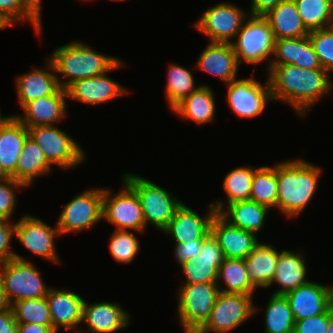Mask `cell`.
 Listing matches in <instances>:
<instances>
[{
    "mask_svg": "<svg viewBox=\"0 0 333 333\" xmlns=\"http://www.w3.org/2000/svg\"><path fill=\"white\" fill-rule=\"evenodd\" d=\"M122 187L117 193L104 188L102 220L115 226V230L146 231L140 200L135 191L121 179Z\"/></svg>",
    "mask_w": 333,
    "mask_h": 333,
    "instance_id": "8fae6325",
    "label": "cell"
},
{
    "mask_svg": "<svg viewBox=\"0 0 333 333\" xmlns=\"http://www.w3.org/2000/svg\"><path fill=\"white\" fill-rule=\"evenodd\" d=\"M28 130L53 167L62 171L74 170L86 160L85 151L66 130L56 125L35 126Z\"/></svg>",
    "mask_w": 333,
    "mask_h": 333,
    "instance_id": "ba28073f",
    "label": "cell"
},
{
    "mask_svg": "<svg viewBox=\"0 0 333 333\" xmlns=\"http://www.w3.org/2000/svg\"><path fill=\"white\" fill-rule=\"evenodd\" d=\"M238 64H262L268 71L274 53L275 37L263 16H249L231 42Z\"/></svg>",
    "mask_w": 333,
    "mask_h": 333,
    "instance_id": "5b68a950",
    "label": "cell"
},
{
    "mask_svg": "<svg viewBox=\"0 0 333 333\" xmlns=\"http://www.w3.org/2000/svg\"><path fill=\"white\" fill-rule=\"evenodd\" d=\"M131 315L118 302H94L83 304L82 324L87 331L78 333H117L130 326Z\"/></svg>",
    "mask_w": 333,
    "mask_h": 333,
    "instance_id": "ac0fdd59",
    "label": "cell"
},
{
    "mask_svg": "<svg viewBox=\"0 0 333 333\" xmlns=\"http://www.w3.org/2000/svg\"><path fill=\"white\" fill-rule=\"evenodd\" d=\"M45 63L44 69L34 67L31 71L15 77L20 109L26 103L45 95H52L60 88L52 62L47 58Z\"/></svg>",
    "mask_w": 333,
    "mask_h": 333,
    "instance_id": "603a6c76",
    "label": "cell"
},
{
    "mask_svg": "<svg viewBox=\"0 0 333 333\" xmlns=\"http://www.w3.org/2000/svg\"><path fill=\"white\" fill-rule=\"evenodd\" d=\"M123 179L138 196L146 228L150 224L161 232L173 218L176 209L183 203L166 188H162L150 179L134 173H122Z\"/></svg>",
    "mask_w": 333,
    "mask_h": 333,
    "instance_id": "277c9868",
    "label": "cell"
},
{
    "mask_svg": "<svg viewBox=\"0 0 333 333\" xmlns=\"http://www.w3.org/2000/svg\"><path fill=\"white\" fill-rule=\"evenodd\" d=\"M224 258L225 257L223 255V251L218 245L217 240L210 233L203 240V244L199 255H197L191 260L194 264L197 263L212 264L218 269L223 263Z\"/></svg>",
    "mask_w": 333,
    "mask_h": 333,
    "instance_id": "ee69618b",
    "label": "cell"
},
{
    "mask_svg": "<svg viewBox=\"0 0 333 333\" xmlns=\"http://www.w3.org/2000/svg\"><path fill=\"white\" fill-rule=\"evenodd\" d=\"M294 2L309 32L333 26V0H294Z\"/></svg>",
    "mask_w": 333,
    "mask_h": 333,
    "instance_id": "8d00e7d4",
    "label": "cell"
},
{
    "mask_svg": "<svg viewBox=\"0 0 333 333\" xmlns=\"http://www.w3.org/2000/svg\"><path fill=\"white\" fill-rule=\"evenodd\" d=\"M329 324V309L320 315L295 321L294 333H326Z\"/></svg>",
    "mask_w": 333,
    "mask_h": 333,
    "instance_id": "bcb514c9",
    "label": "cell"
},
{
    "mask_svg": "<svg viewBox=\"0 0 333 333\" xmlns=\"http://www.w3.org/2000/svg\"><path fill=\"white\" fill-rule=\"evenodd\" d=\"M271 211L267 206L248 200L228 204L219 214L231 225L259 237L258 234L266 226L268 213Z\"/></svg>",
    "mask_w": 333,
    "mask_h": 333,
    "instance_id": "f1b7e54d",
    "label": "cell"
},
{
    "mask_svg": "<svg viewBox=\"0 0 333 333\" xmlns=\"http://www.w3.org/2000/svg\"><path fill=\"white\" fill-rule=\"evenodd\" d=\"M286 0H251L249 15L251 16H265L273 8H276L281 2Z\"/></svg>",
    "mask_w": 333,
    "mask_h": 333,
    "instance_id": "c3c4849f",
    "label": "cell"
},
{
    "mask_svg": "<svg viewBox=\"0 0 333 333\" xmlns=\"http://www.w3.org/2000/svg\"><path fill=\"white\" fill-rule=\"evenodd\" d=\"M10 308V303L8 302L5 292L2 287V280L0 276V312H3Z\"/></svg>",
    "mask_w": 333,
    "mask_h": 333,
    "instance_id": "f5cc1de1",
    "label": "cell"
},
{
    "mask_svg": "<svg viewBox=\"0 0 333 333\" xmlns=\"http://www.w3.org/2000/svg\"><path fill=\"white\" fill-rule=\"evenodd\" d=\"M207 209L205 215L201 214V217L183 202L161 234L172 238L174 244L204 240L210 234L211 221L216 214L211 203Z\"/></svg>",
    "mask_w": 333,
    "mask_h": 333,
    "instance_id": "2e32d148",
    "label": "cell"
},
{
    "mask_svg": "<svg viewBox=\"0 0 333 333\" xmlns=\"http://www.w3.org/2000/svg\"><path fill=\"white\" fill-rule=\"evenodd\" d=\"M11 28V26L5 21V19L0 15V30H4L7 28Z\"/></svg>",
    "mask_w": 333,
    "mask_h": 333,
    "instance_id": "11a10c76",
    "label": "cell"
},
{
    "mask_svg": "<svg viewBox=\"0 0 333 333\" xmlns=\"http://www.w3.org/2000/svg\"><path fill=\"white\" fill-rule=\"evenodd\" d=\"M125 66V60L121 59L106 74L74 81L66 88L67 98L89 106H100L123 95L127 96L129 90L109 76L111 71Z\"/></svg>",
    "mask_w": 333,
    "mask_h": 333,
    "instance_id": "9a60e30c",
    "label": "cell"
},
{
    "mask_svg": "<svg viewBox=\"0 0 333 333\" xmlns=\"http://www.w3.org/2000/svg\"><path fill=\"white\" fill-rule=\"evenodd\" d=\"M14 258L0 265L2 287L10 305L24 299L44 298L50 286L43 282L41 271L27 256L16 251Z\"/></svg>",
    "mask_w": 333,
    "mask_h": 333,
    "instance_id": "8992f818",
    "label": "cell"
},
{
    "mask_svg": "<svg viewBox=\"0 0 333 333\" xmlns=\"http://www.w3.org/2000/svg\"><path fill=\"white\" fill-rule=\"evenodd\" d=\"M104 188H90L66 203L56 225L61 236L91 230L102 221Z\"/></svg>",
    "mask_w": 333,
    "mask_h": 333,
    "instance_id": "9c48e42d",
    "label": "cell"
},
{
    "mask_svg": "<svg viewBox=\"0 0 333 333\" xmlns=\"http://www.w3.org/2000/svg\"><path fill=\"white\" fill-rule=\"evenodd\" d=\"M308 37L322 68L329 73H333V26L310 31Z\"/></svg>",
    "mask_w": 333,
    "mask_h": 333,
    "instance_id": "ab89813d",
    "label": "cell"
},
{
    "mask_svg": "<svg viewBox=\"0 0 333 333\" xmlns=\"http://www.w3.org/2000/svg\"><path fill=\"white\" fill-rule=\"evenodd\" d=\"M267 73L273 101L287 103L299 118L307 116L321 98L333 92L330 73L323 68L270 65Z\"/></svg>",
    "mask_w": 333,
    "mask_h": 333,
    "instance_id": "6da1fadb",
    "label": "cell"
},
{
    "mask_svg": "<svg viewBox=\"0 0 333 333\" xmlns=\"http://www.w3.org/2000/svg\"><path fill=\"white\" fill-rule=\"evenodd\" d=\"M253 175L254 167L250 166L235 167L225 175L222 188L226 195L224 199L218 198L211 203L216 213H220L228 204L250 200Z\"/></svg>",
    "mask_w": 333,
    "mask_h": 333,
    "instance_id": "1f68e13d",
    "label": "cell"
},
{
    "mask_svg": "<svg viewBox=\"0 0 333 333\" xmlns=\"http://www.w3.org/2000/svg\"><path fill=\"white\" fill-rule=\"evenodd\" d=\"M249 16L247 10L245 12L229 1L207 8L193 23V27L210 42L231 43Z\"/></svg>",
    "mask_w": 333,
    "mask_h": 333,
    "instance_id": "7c38bea8",
    "label": "cell"
},
{
    "mask_svg": "<svg viewBox=\"0 0 333 333\" xmlns=\"http://www.w3.org/2000/svg\"><path fill=\"white\" fill-rule=\"evenodd\" d=\"M51 53L47 58L52 62L58 83L63 89L76 80L106 74L121 60L98 52L82 40L61 45Z\"/></svg>",
    "mask_w": 333,
    "mask_h": 333,
    "instance_id": "3957f363",
    "label": "cell"
},
{
    "mask_svg": "<svg viewBox=\"0 0 333 333\" xmlns=\"http://www.w3.org/2000/svg\"><path fill=\"white\" fill-rule=\"evenodd\" d=\"M167 82L165 85V100L168 102L170 110L182 99L189 96L201 85L196 86L193 72L183 65L169 63L167 67Z\"/></svg>",
    "mask_w": 333,
    "mask_h": 333,
    "instance_id": "e575fe53",
    "label": "cell"
},
{
    "mask_svg": "<svg viewBox=\"0 0 333 333\" xmlns=\"http://www.w3.org/2000/svg\"><path fill=\"white\" fill-rule=\"evenodd\" d=\"M280 252L272 243L259 242L244 259L249 281L256 289H266L271 285Z\"/></svg>",
    "mask_w": 333,
    "mask_h": 333,
    "instance_id": "83f0119b",
    "label": "cell"
},
{
    "mask_svg": "<svg viewBox=\"0 0 333 333\" xmlns=\"http://www.w3.org/2000/svg\"><path fill=\"white\" fill-rule=\"evenodd\" d=\"M12 238H15V222L0 220V265L15 256V250L10 245Z\"/></svg>",
    "mask_w": 333,
    "mask_h": 333,
    "instance_id": "f6af8a7d",
    "label": "cell"
},
{
    "mask_svg": "<svg viewBox=\"0 0 333 333\" xmlns=\"http://www.w3.org/2000/svg\"><path fill=\"white\" fill-rule=\"evenodd\" d=\"M253 299L251 295L220 292L209 318L196 333H231L257 314Z\"/></svg>",
    "mask_w": 333,
    "mask_h": 333,
    "instance_id": "30bf717a",
    "label": "cell"
},
{
    "mask_svg": "<svg viewBox=\"0 0 333 333\" xmlns=\"http://www.w3.org/2000/svg\"><path fill=\"white\" fill-rule=\"evenodd\" d=\"M17 333H57L53 326H44L35 323H17Z\"/></svg>",
    "mask_w": 333,
    "mask_h": 333,
    "instance_id": "816d5d0a",
    "label": "cell"
},
{
    "mask_svg": "<svg viewBox=\"0 0 333 333\" xmlns=\"http://www.w3.org/2000/svg\"><path fill=\"white\" fill-rule=\"evenodd\" d=\"M66 89L59 88L52 95H45L26 103L19 112L14 114L27 128L44 125H58L66 120L67 109Z\"/></svg>",
    "mask_w": 333,
    "mask_h": 333,
    "instance_id": "d6986e66",
    "label": "cell"
},
{
    "mask_svg": "<svg viewBox=\"0 0 333 333\" xmlns=\"http://www.w3.org/2000/svg\"><path fill=\"white\" fill-rule=\"evenodd\" d=\"M220 292L246 294L255 297L256 288L250 283L244 259L224 258L216 281Z\"/></svg>",
    "mask_w": 333,
    "mask_h": 333,
    "instance_id": "d6a6232c",
    "label": "cell"
},
{
    "mask_svg": "<svg viewBox=\"0 0 333 333\" xmlns=\"http://www.w3.org/2000/svg\"><path fill=\"white\" fill-rule=\"evenodd\" d=\"M10 307L17 323H35L44 326H53L46 297L15 301Z\"/></svg>",
    "mask_w": 333,
    "mask_h": 333,
    "instance_id": "74e56055",
    "label": "cell"
},
{
    "mask_svg": "<svg viewBox=\"0 0 333 333\" xmlns=\"http://www.w3.org/2000/svg\"><path fill=\"white\" fill-rule=\"evenodd\" d=\"M0 333H17V322L11 307L0 312Z\"/></svg>",
    "mask_w": 333,
    "mask_h": 333,
    "instance_id": "f907efd6",
    "label": "cell"
},
{
    "mask_svg": "<svg viewBox=\"0 0 333 333\" xmlns=\"http://www.w3.org/2000/svg\"><path fill=\"white\" fill-rule=\"evenodd\" d=\"M254 77L253 71L251 77L237 78L226 84L228 108L240 118L257 117L264 113L268 102H274L268 78L263 84Z\"/></svg>",
    "mask_w": 333,
    "mask_h": 333,
    "instance_id": "4fadbf2b",
    "label": "cell"
},
{
    "mask_svg": "<svg viewBox=\"0 0 333 333\" xmlns=\"http://www.w3.org/2000/svg\"><path fill=\"white\" fill-rule=\"evenodd\" d=\"M275 39L299 38L308 36L294 0L281 2L265 16Z\"/></svg>",
    "mask_w": 333,
    "mask_h": 333,
    "instance_id": "f546056e",
    "label": "cell"
},
{
    "mask_svg": "<svg viewBox=\"0 0 333 333\" xmlns=\"http://www.w3.org/2000/svg\"><path fill=\"white\" fill-rule=\"evenodd\" d=\"M326 333H333V313L331 312L330 308H329V324Z\"/></svg>",
    "mask_w": 333,
    "mask_h": 333,
    "instance_id": "db71d44e",
    "label": "cell"
},
{
    "mask_svg": "<svg viewBox=\"0 0 333 333\" xmlns=\"http://www.w3.org/2000/svg\"><path fill=\"white\" fill-rule=\"evenodd\" d=\"M10 176L4 171L0 164V181L9 178Z\"/></svg>",
    "mask_w": 333,
    "mask_h": 333,
    "instance_id": "9f6ffc18",
    "label": "cell"
},
{
    "mask_svg": "<svg viewBox=\"0 0 333 333\" xmlns=\"http://www.w3.org/2000/svg\"><path fill=\"white\" fill-rule=\"evenodd\" d=\"M49 304L53 329L78 333L82 324L83 304L85 299L69 288H50L46 295Z\"/></svg>",
    "mask_w": 333,
    "mask_h": 333,
    "instance_id": "e0dca14e",
    "label": "cell"
},
{
    "mask_svg": "<svg viewBox=\"0 0 333 333\" xmlns=\"http://www.w3.org/2000/svg\"><path fill=\"white\" fill-rule=\"evenodd\" d=\"M53 170L54 167L47 161L41 147L28 136L17 162V181L29 188L36 178L50 175Z\"/></svg>",
    "mask_w": 333,
    "mask_h": 333,
    "instance_id": "4dcf8cb0",
    "label": "cell"
},
{
    "mask_svg": "<svg viewBox=\"0 0 333 333\" xmlns=\"http://www.w3.org/2000/svg\"><path fill=\"white\" fill-rule=\"evenodd\" d=\"M330 310L333 313V286H330Z\"/></svg>",
    "mask_w": 333,
    "mask_h": 333,
    "instance_id": "680465c9",
    "label": "cell"
},
{
    "mask_svg": "<svg viewBox=\"0 0 333 333\" xmlns=\"http://www.w3.org/2000/svg\"><path fill=\"white\" fill-rule=\"evenodd\" d=\"M202 244L203 240H193L186 243L174 244L173 250L176 260L175 262H177L178 266L199 255Z\"/></svg>",
    "mask_w": 333,
    "mask_h": 333,
    "instance_id": "7dc6e473",
    "label": "cell"
},
{
    "mask_svg": "<svg viewBox=\"0 0 333 333\" xmlns=\"http://www.w3.org/2000/svg\"><path fill=\"white\" fill-rule=\"evenodd\" d=\"M12 114H10L9 116L7 115H2L1 109H0V127L7 121V119L11 116Z\"/></svg>",
    "mask_w": 333,
    "mask_h": 333,
    "instance_id": "6f0895ef",
    "label": "cell"
},
{
    "mask_svg": "<svg viewBox=\"0 0 333 333\" xmlns=\"http://www.w3.org/2000/svg\"><path fill=\"white\" fill-rule=\"evenodd\" d=\"M21 8L41 27L42 25V0H19Z\"/></svg>",
    "mask_w": 333,
    "mask_h": 333,
    "instance_id": "681fc988",
    "label": "cell"
},
{
    "mask_svg": "<svg viewBox=\"0 0 333 333\" xmlns=\"http://www.w3.org/2000/svg\"><path fill=\"white\" fill-rule=\"evenodd\" d=\"M78 1H79V0H78ZM81 1H83V2H84V1H85V2H89V1L91 2V1H93V2H94V0H81Z\"/></svg>",
    "mask_w": 333,
    "mask_h": 333,
    "instance_id": "91938a15",
    "label": "cell"
},
{
    "mask_svg": "<svg viewBox=\"0 0 333 333\" xmlns=\"http://www.w3.org/2000/svg\"><path fill=\"white\" fill-rule=\"evenodd\" d=\"M295 321L325 313L330 303V285L309 280L285 294Z\"/></svg>",
    "mask_w": 333,
    "mask_h": 333,
    "instance_id": "44dd1931",
    "label": "cell"
},
{
    "mask_svg": "<svg viewBox=\"0 0 333 333\" xmlns=\"http://www.w3.org/2000/svg\"><path fill=\"white\" fill-rule=\"evenodd\" d=\"M28 136V128L15 115H11L0 127V164L15 180L18 158Z\"/></svg>",
    "mask_w": 333,
    "mask_h": 333,
    "instance_id": "484cf974",
    "label": "cell"
},
{
    "mask_svg": "<svg viewBox=\"0 0 333 333\" xmlns=\"http://www.w3.org/2000/svg\"><path fill=\"white\" fill-rule=\"evenodd\" d=\"M182 270L183 284H200L216 282L218 277V269L212 264L197 263L192 260L179 265Z\"/></svg>",
    "mask_w": 333,
    "mask_h": 333,
    "instance_id": "60d3db41",
    "label": "cell"
},
{
    "mask_svg": "<svg viewBox=\"0 0 333 333\" xmlns=\"http://www.w3.org/2000/svg\"><path fill=\"white\" fill-rule=\"evenodd\" d=\"M27 188L13 177L0 181V220L11 221L17 206V190Z\"/></svg>",
    "mask_w": 333,
    "mask_h": 333,
    "instance_id": "b9f144b4",
    "label": "cell"
},
{
    "mask_svg": "<svg viewBox=\"0 0 333 333\" xmlns=\"http://www.w3.org/2000/svg\"><path fill=\"white\" fill-rule=\"evenodd\" d=\"M176 291L177 321L184 333H196L209 318L220 289L211 282L180 284Z\"/></svg>",
    "mask_w": 333,
    "mask_h": 333,
    "instance_id": "52a82bcc",
    "label": "cell"
},
{
    "mask_svg": "<svg viewBox=\"0 0 333 333\" xmlns=\"http://www.w3.org/2000/svg\"><path fill=\"white\" fill-rule=\"evenodd\" d=\"M112 1H116V2H122V1H126V0H112Z\"/></svg>",
    "mask_w": 333,
    "mask_h": 333,
    "instance_id": "94428289",
    "label": "cell"
},
{
    "mask_svg": "<svg viewBox=\"0 0 333 333\" xmlns=\"http://www.w3.org/2000/svg\"><path fill=\"white\" fill-rule=\"evenodd\" d=\"M263 319L265 333H294L295 319L285 295H271Z\"/></svg>",
    "mask_w": 333,
    "mask_h": 333,
    "instance_id": "836d02e7",
    "label": "cell"
},
{
    "mask_svg": "<svg viewBox=\"0 0 333 333\" xmlns=\"http://www.w3.org/2000/svg\"><path fill=\"white\" fill-rule=\"evenodd\" d=\"M277 196L276 163L254 167L250 200L272 210L277 206Z\"/></svg>",
    "mask_w": 333,
    "mask_h": 333,
    "instance_id": "d590c367",
    "label": "cell"
},
{
    "mask_svg": "<svg viewBox=\"0 0 333 333\" xmlns=\"http://www.w3.org/2000/svg\"><path fill=\"white\" fill-rule=\"evenodd\" d=\"M61 236L57 225L54 227L31 214H23L15 222V239L30 253L59 264L61 259L55 239Z\"/></svg>",
    "mask_w": 333,
    "mask_h": 333,
    "instance_id": "5bb4252c",
    "label": "cell"
},
{
    "mask_svg": "<svg viewBox=\"0 0 333 333\" xmlns=\"http://www.w3.org/2000/svg\"><path fill=\"white\" fill-rule=\"evenodd\" d=\"M140 252V240L131 230H114L109 240V253L119 264H131Z\"/></svg>",
    "mask_w": 333,
    "mask_h": 333,
    "instance_id": "f35d334b",
    "label": "cell"
},
{
    "mask_svg": "<svg viewBox=\"0 0 333 333\" xmlns=\"http://www.w3.org/2000/svg\"><path fill=\"white\" fill-rule=\"evenodd\" d=\"M210 85L201 84L189 96L182 99L171 111L184 121H193L197 125H206L215 122L216 99Z\"/></svg>",
    "mask_w": 333,
    "mask_h": 333,
    "instance_id": "4316f807",
    "label": "cell"
},
{
    "mask_svg": "<svg viewBox=\"0 0 333 333\" xmlns=\"http://www.w3.org/2000/svg\"><path fill=\"white\" fill-rule=\"evenodd\" d=\"M0 15L11 26H17L19 23L27 21L32 25L33 30L40 37L43 36L41 28L20 6L19 0H0Z\"/></svg>",
    "mask_w": 333,
    "mask_h": 333,
    "instance_id": "7bdbcfd3",
    "label": "cell"
},
{
    "mask_svg": "<svg viewBox=\"0 0 333 333\" xmlns=\"http://www.w3.org/2000/svg\"><path fill=\"white\" fill-rule=\"evenodd\" d=\"M210 233L217 240L225 258L245 259L260 242L254 233L231 225L219 213L211 221Z\"/></svg>",
    "mask_w": 333,
    "mask_h": 333,
    "instance_id": "ffe728a7",
    "label": "cell"
},
{
    "mask_svg": "<svg viewBox=\"0 0 333 333\" xmlns=\"http://www.w3.org/2000/svg\"><path fill=\"white\" fill-rule=\"evenodd\" d=\"M305 257L306 254L302 250L291 251L281 249L275 268L274 280L269 286L271 287L275 284L279 289H276V291L271 294L285 295L287 292L309 281L307 278V258Z\"/></svg>",
    "mask_w": 333,
    "mask_h": 333,
    "instance_id": "cb8c5ba5",
    "label": "cell"
},
{
    "mask_svg": "<svg viewBox=\"0 0 333 333\" xmlns=\"http://www.w3.org/2000/svg\"><path fill=\"white\" fill-rule=\"evenodd\" d=\"M199 55L195 69L218 77L224 84L237 79L240 66L231 43L209 42Z\"/></svg>",
    "mask_w": 333,
    "mask_h": 333,
    "instance_id": "7402d4cb",
    "label": "cell"
},
{
    "mask_svg": "<svg viewBox=\"0 0 333 333\" xmlns=\"http://www.w3.org/2000/svg\"><path fill=\"white\" fill-rule=\"evenodd\" d=\"M291 64L302 69L322 68L308 36L275 39L274 53L270 65Z\"/></svg>",
    "mask_w": 333,
    "mask_h": 333,
    "instance_id": "d4e9b609",
    "label": "cell"
},
{
    "mask_svg": "<svg viewBox=\"0 0 333 333\" xmlns=\"http://www.w3.org/2000/svg\"><path fill=\"white\" fill-rule=\"evenodd\" d=\"M322 167L301 158L276 162L277 206L287 219H295L314 199Z\"/></svg>",
    "mask_w": 333,
    "mask_h": 333,
    "instance_id": "7a4b0ae2",
    "label": "cell"
}]
</instances>
